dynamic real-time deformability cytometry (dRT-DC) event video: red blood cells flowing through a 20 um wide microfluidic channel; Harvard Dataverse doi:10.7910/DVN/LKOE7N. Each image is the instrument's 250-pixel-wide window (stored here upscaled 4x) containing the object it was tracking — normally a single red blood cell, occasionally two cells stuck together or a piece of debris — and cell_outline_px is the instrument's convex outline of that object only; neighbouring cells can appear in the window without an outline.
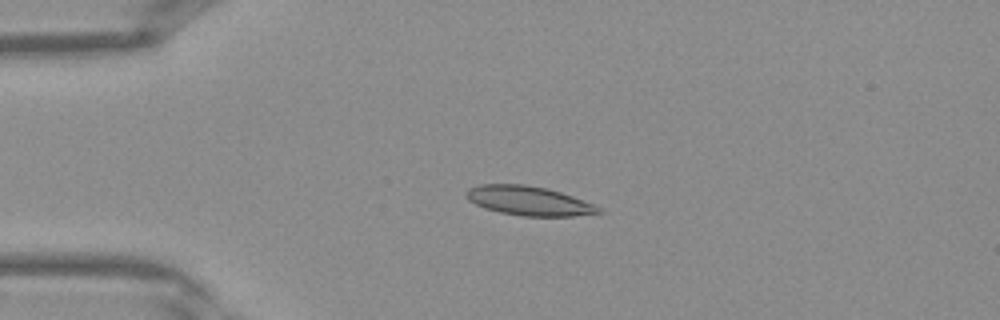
{"species": "Egyptian fruit bat (a non-hibernating species)", "species_latin": "Rousettus aegyptiacus", "temperature_condition": "warm", "stored_images_in_passage": 38, "camera_frame_rate_fps": 3000, "um_per_image_px": 0.085, "frame": {"image": 1, "passage_image": 7, "time_ms": 2.0, "image_size_px": [1000, 320], "cell_outline_px": [[604, 212], [572, 216], [524, 216], [500, 212], [484, 208], [468, 200], [464, 192], [468, 188], [480, 184], [524, 184], [544, 188], [560, 192], [572, 196], [592, 204], [600, 208]], "centroid_in_image_um": [44.9, 17.06], "position_along_channel_um": 40.1, "area_um2": 22.37}}
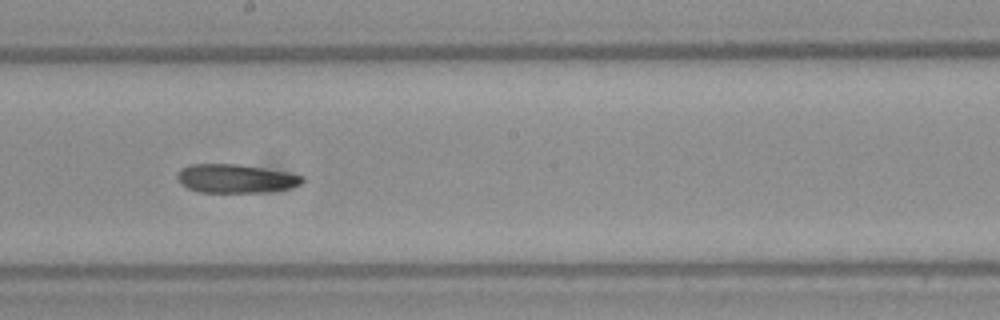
{"frame": {"image": 2, "passage_image": 20, "time_ms": 6.333, "image_size_px": [1000, 320], "cell_outline_px": [[304, 180], [300, 184], [288, 188], [268, 192], [200, 192], [188, 188], [180, 184], [176, 176], [180, 168], [192, 164], [236, 164], [284, 172], [304, 176]], "centroid_in_image_um": [19.98, 15.18], "position_along_channel_um": 228.2, "area_um2": 20.69}}
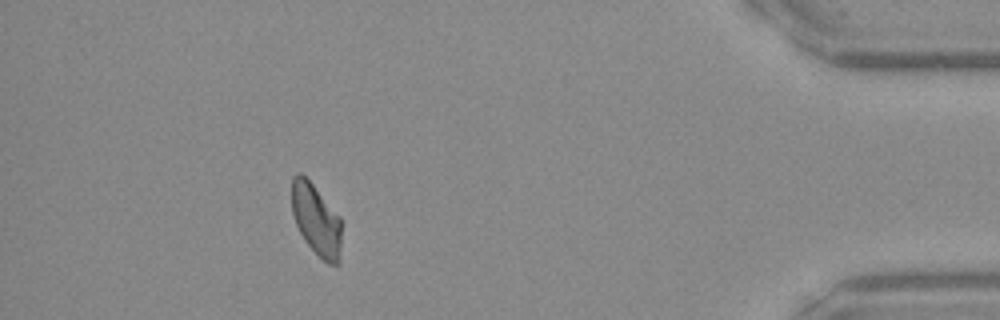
{"frame": {"image": 3, "passage_image": 34, "time_ms": 11.0, "image_size_px": [1000, 320], "cell_outline_px": [[340, 260], [336, 264], [328, 264], [304, 240], [296, 224], [292, 212], [292, 176], [296, 172], [300, 172], [312, 184], [340, 216]], "centroid_in_image_um": [26.86, 18.66], "position_along_channel_um": 408.3, "area_um2": 20.35}}